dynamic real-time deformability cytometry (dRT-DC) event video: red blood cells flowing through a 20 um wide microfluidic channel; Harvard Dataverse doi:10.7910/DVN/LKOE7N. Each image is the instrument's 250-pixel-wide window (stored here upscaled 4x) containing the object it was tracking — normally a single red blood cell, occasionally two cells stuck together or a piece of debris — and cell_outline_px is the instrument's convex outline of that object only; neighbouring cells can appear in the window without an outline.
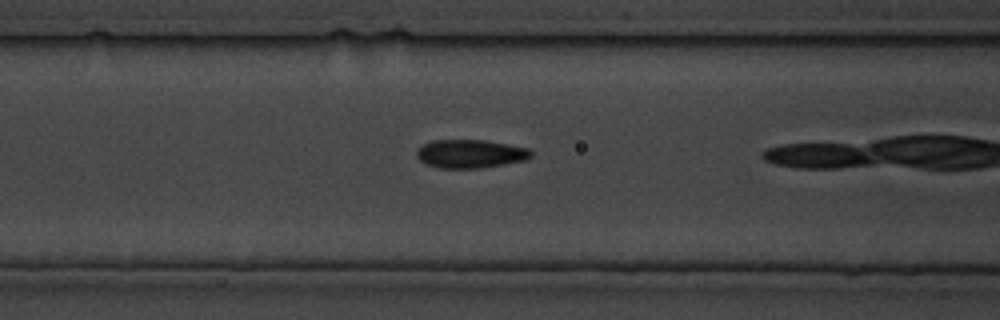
{"species": "common noctule bat (a hibernating species)", "species_latin": "Nyctalus noctula", "temperature_condition": "cold", "stored_images_in_passage": 18, "camera_frame_rate_fps": 3000, "um_per_image_px": 0.085, "animal": {"sex": "male", "body_mass_g": 19.5, "forearm_length_mm": 54.6}, "frame": {"image": 1, "passage_image": 12, "time_ms": 13.333, "image_size_px": [1000, 320], "cell_outline_px": [[532, 156], [524, 160], [504, 164], [480, 168], [440, 168], [428, 164], [420, 160], [416, 156], [416, 148], [420, 144], [432, 140], [484, 140], [528, 148], [532, 152]], "centroid_in_image_um": [39.92, 13.06], "position_along_channel_um": 126.7, "area_um2": 18.96}}
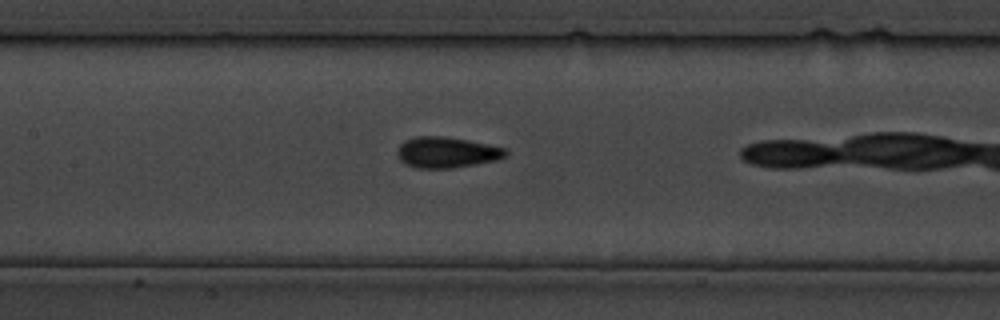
{"frame": {"image": 2, "passage_image": 14, "time_ms": 16.0, "image_size_px": [1000, 320], "cell_outline_px": [[508, 156], [496, 160], [476, 164], [452, 168], [416, 168], [404, 164], [400, 160], [396, 152], [400, 144], [404, 140], [416, 136], [440, 136], [468, 140], [504, 148], [508, 152]], "centroid_in_image_um": [37.94, 12.96], "position_along_channel_um": 169.5, "area_um2": 19.54}}
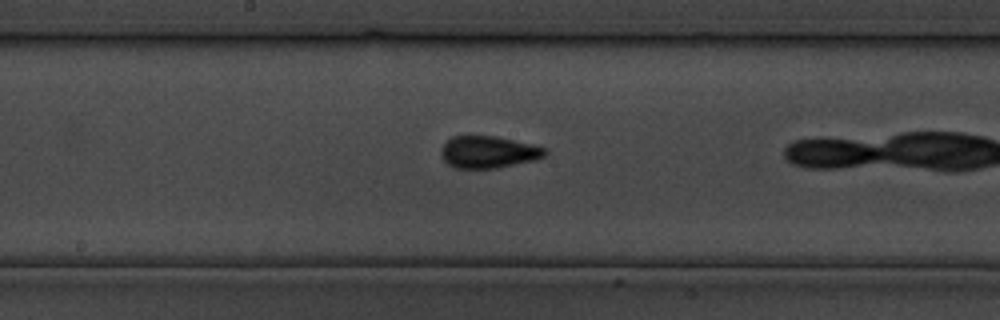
{"frame": {"image": 3, "passage_image": 16, "time_ms": 18.333, "image_size_px": [1000, 320], "cell_outline_px": [[548, 152], [544, 156], [532, 160], [496, 168], [456, 168], [448, 164], [444, 160], [440, 152], [444, 144], [452, 136], [496, 136], [536, 144], [548, 148]], "centroid_in_image_um": [41.55, 12.91], "position_along_channel_um": 206.7, "area_um2": 19.42}}